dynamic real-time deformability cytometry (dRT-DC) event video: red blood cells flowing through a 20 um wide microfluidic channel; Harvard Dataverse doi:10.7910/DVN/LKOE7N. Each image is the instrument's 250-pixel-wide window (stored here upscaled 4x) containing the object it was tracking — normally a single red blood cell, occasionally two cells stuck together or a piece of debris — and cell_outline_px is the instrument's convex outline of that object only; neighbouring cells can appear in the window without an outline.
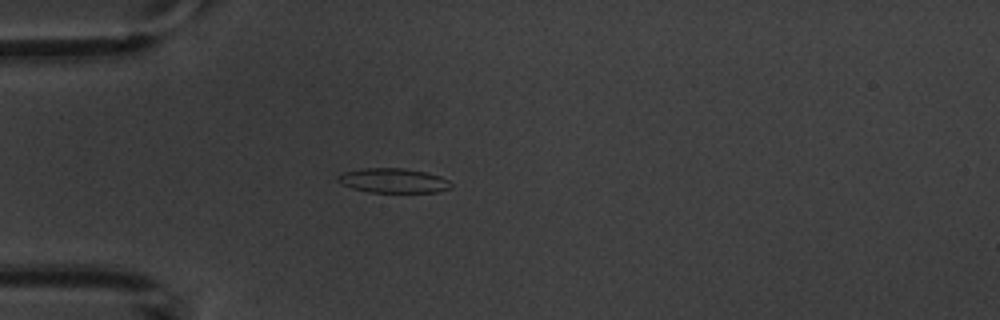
{"species": "common noctule bat (a hibernating species)", "species_latin": "Nyctalus noctula", "temperature_condition": "warm", "stored_images_in_passage": 1, "camera_frame_rate_fps": 3000, "um_per_image_px": 0.085, "animal": {"sex": "male", "body_mass_g": 20.1, "forearm_length_mm": 53.5}, "frame": {"image": 1, "passage_image": 1, "time_ms": 0.0, "image_size_px": [1000, 320], "cell_outline_px": [[452, 188], [440, 192], [368, 192], [352, 188], [340, 184], [336, 180], [336, 176], [344, 172], [360, 168], [404, 168], [428, 172], [440, 176], [448, 180], [452, 184]], "centroid_in_image_um": [33.43, 15.35], "position_along_channel_um": 51.6, "area_um2": 16.47}}